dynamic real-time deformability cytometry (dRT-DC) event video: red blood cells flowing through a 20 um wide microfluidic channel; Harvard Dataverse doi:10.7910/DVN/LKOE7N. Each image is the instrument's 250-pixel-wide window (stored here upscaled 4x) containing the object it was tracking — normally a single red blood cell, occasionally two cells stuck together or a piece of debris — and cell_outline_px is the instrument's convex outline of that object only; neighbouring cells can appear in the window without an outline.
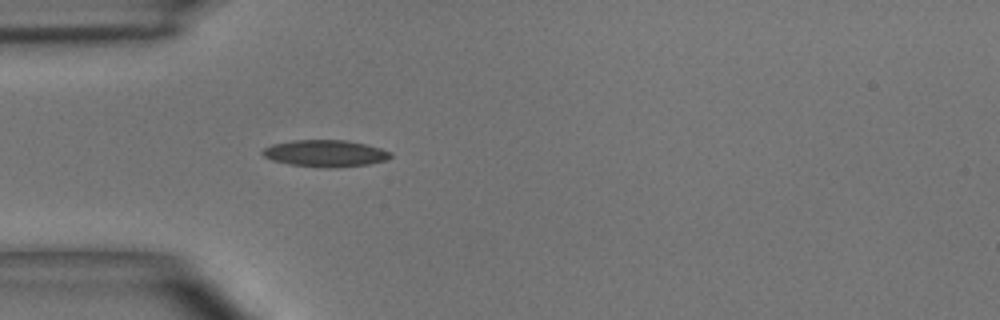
{"species": "common noctule bat (a hibernating species)", "species_latin": "Nyctalus noctula", "temperature_condition": "room temperature", "stored_images_in_passage": 37, "camera_frame_rate_fps": 3000, "um_per_image_px": 0.085, "animal": {"sex": "male", "body_mass_g": 15.6}, "frame": {"image": 1, "passage_image": 1, "time_ms": 0.0, "image_size_px": [1000, 320], "cell_outline_px": [[392, 156], [384, 160], [368, 164], [336, 168], [324, 168], [288, 164], [272, 160], [264, 156], [260, 152], [264, 148], [272, 144], [292, 140], [344, 140], [364, 144], [380, 148], [392, 152]], "centroid_in_image_um": [27.62, 13.04], "position_along_channel_um": 57.4, "area_um2": 20.0}}
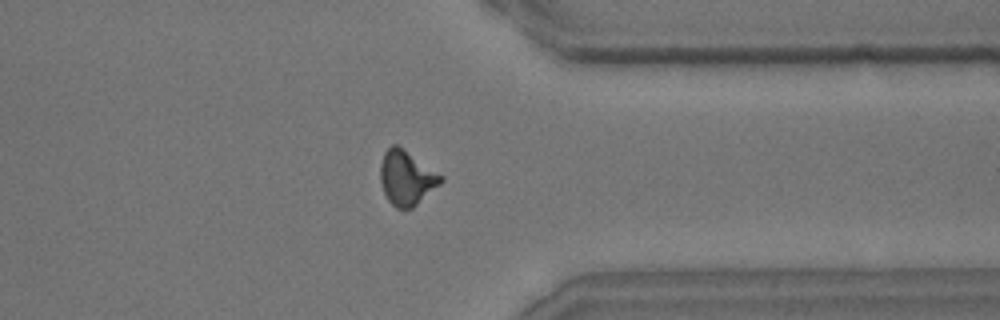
{"frame": {"image": 2, "passage_image": 26, "time_ms": 8.333, "image_size_px": [1000, 320], "cell_outline_px": [[444, 180], [440, 184], [412, 208], [396, 208], [388, 200], [384, 192], [380, 180], [380, 164], [384, 152], [392, 144], [396, 144], [444, 176]], "centroid_in_image_um": [34.55, 15.11], "position_along_channel_um": 376.9, "area_um2": 19.02}}
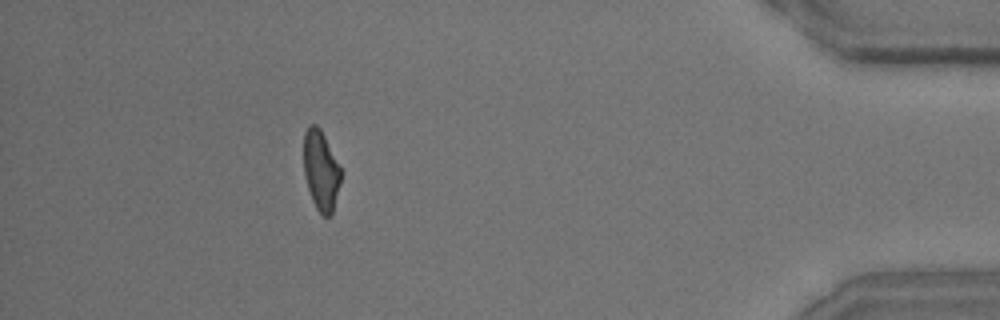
{"frame": {"image": 3, "passage_image": 32, "time_ms": 10.333, "image_size_px": [1000, 320], "cell_outline_px": [[340, 184], [332, 212], [328, 216], [324, 216], [316, 208], [312, 200], [308, 188], [304, 172], [304, 132], [308, 124], [316, 124], [320, 128], [340, 168]], "centroid_in_image_um": [27.25, 14.46], "position_along_channel_um": 407.9, "area_um2": 16.94}, "authors_computed_cell_mechanics": {"area_um2": 18.496, "velocity_mm_per_s": 3.9374, "shape_relaxation_time_tau1_ms": 3.728, "shape_relaxation_time_tau2_ms": 1.6887, "deformation_change_tau1": 0.148, "deformation_change_tau2": 0.0811}}